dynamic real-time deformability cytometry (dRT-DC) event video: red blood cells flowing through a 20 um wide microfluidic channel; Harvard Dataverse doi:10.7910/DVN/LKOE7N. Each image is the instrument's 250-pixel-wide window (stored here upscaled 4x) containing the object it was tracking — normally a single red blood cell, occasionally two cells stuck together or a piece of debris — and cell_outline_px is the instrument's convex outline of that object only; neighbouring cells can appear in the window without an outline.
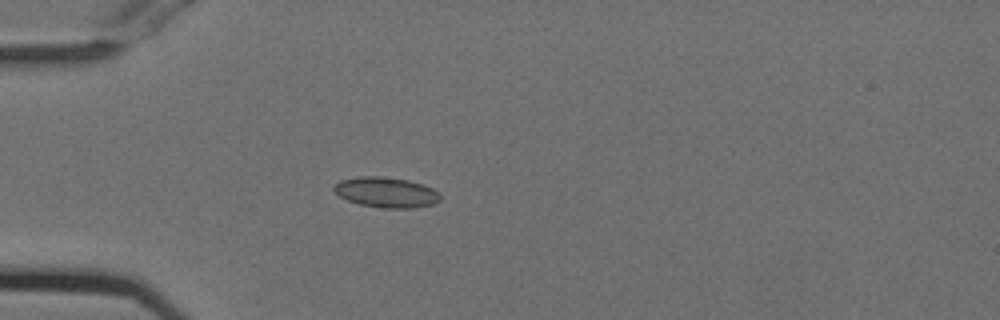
{"species": "Egyptian fruit bat (a non-hibernating species)", "species_latin": "Rousettus aegyptiacus", "temperature_condition": "cold", "stored_images_in_passage": 39, "camera_frame_rate_fps": 3000, "um_per_image_px": 0.085, "animal": {"sex": "female"}, "frame": {"image": 1, "passage_image": 1, "time_ms": 0.0, "image_size_px": [1000, 320], "cell_outline_px": [[440, 200], [432, 204], [412, 208], [384, 208], [360, 204], [348, 200], [340, 196], [332, 188], [340, 180], [360, 176], [376, 176], [408, 180], [432, 188], [440, 192]], "centroid_in_image_um": [32.83, 16.35], "position_along_channel_um": 52.2, "area_um2": 18.55}}
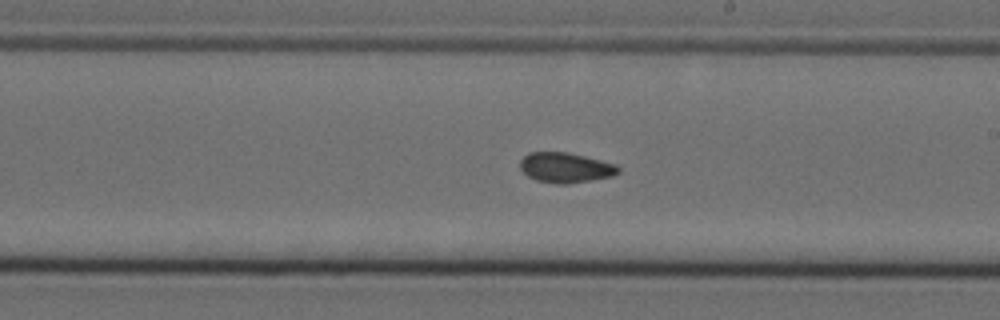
{"frame": {"image": 2, "passage_image": 17, "time_ms": 5.333, "image_size_px": [1000, 320], "cell_outline_px": [[620, 172], [612, 176], [592, 180], [568, 184], [556, 184], [536, 180], [528, 176], [520, 168], [520, 160], [528, 152], [568, 152], [616, 164], [620, 168]], "centroid_in_image_um": [48.07, 14.25], "position_along_channel_um": 240.9, "area_um2": 17.28}}
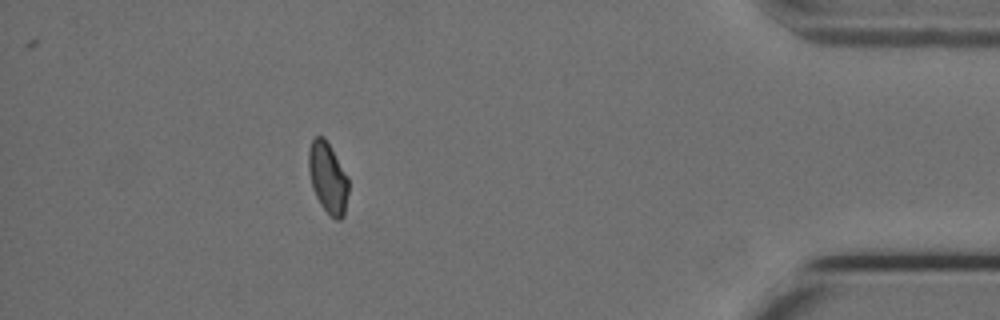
{"frame": {"image": 3, "passage_image": 34, "time_ms": 11.0, "image_size_px": [1000, 320], "cell_outline_px": [[348, 192], [344, 216], [340, 220], [336, 220], [320, 204], [312, 188], [308, 168], [308, 152], [312, 140], [316, 136], [324, 136], [348, 176]], "centroid_in_image_um": [27.86, 15.1], "position_along_channel_um": 407.3, "area_um2": 16.42}, "authors_computed_cell_mechanics": {"area_um2": 16.8776, "velocity_mm_per_s": 3.7623, "shape_relaxation_time_tau1_ms": null, "shape_relaxation_time_tau2_ms": 2.1637, "deformation_change_tau1": null, "deformation_change_tau2": 0.0601}}